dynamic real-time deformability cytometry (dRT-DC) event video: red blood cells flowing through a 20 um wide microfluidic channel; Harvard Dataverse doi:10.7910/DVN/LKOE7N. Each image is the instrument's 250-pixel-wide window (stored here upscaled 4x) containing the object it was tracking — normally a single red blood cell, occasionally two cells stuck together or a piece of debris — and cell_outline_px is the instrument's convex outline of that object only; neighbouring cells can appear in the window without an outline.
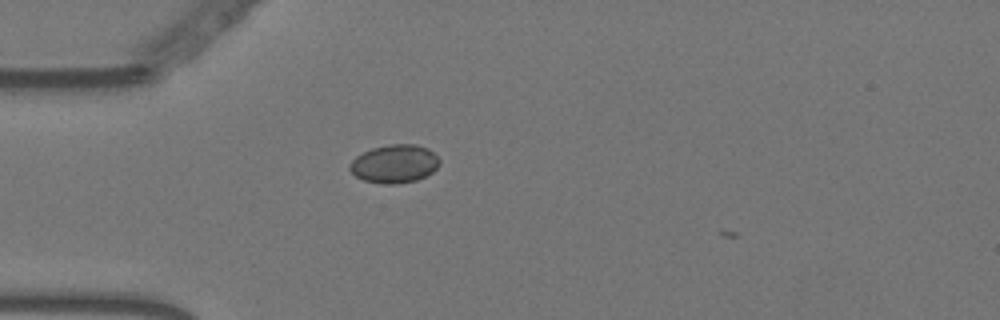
{"species": "Egyptian fruit bat (a non-hibernating species)", "species_latin": "Rousettus aegyptiacus", "temperature_condition": "warm", "stored_images_in_passage": 3, "camera_frame_rate_fps": 3000, "um_per_image_px": 0.085, "animal": {"sex": "female"}, "frame": {"image": 1, "passage_image": 1, "time_ms": 0.0, "image_size_px": [1000, 320], "cell_outline_px": [[440, 164], [432, 172], [416, 180], [396, 184], [384, 184], [364, 180], [356, 176], [348, 168], [348, 164], [356, 156], [372, 148], [388, 144], [416, 144], [428, 148], [440, 160]], "centroid_in_image_um": [33.52, 13.91], "position_along_channel_um": 51.5, "area_um2": 20.0}}